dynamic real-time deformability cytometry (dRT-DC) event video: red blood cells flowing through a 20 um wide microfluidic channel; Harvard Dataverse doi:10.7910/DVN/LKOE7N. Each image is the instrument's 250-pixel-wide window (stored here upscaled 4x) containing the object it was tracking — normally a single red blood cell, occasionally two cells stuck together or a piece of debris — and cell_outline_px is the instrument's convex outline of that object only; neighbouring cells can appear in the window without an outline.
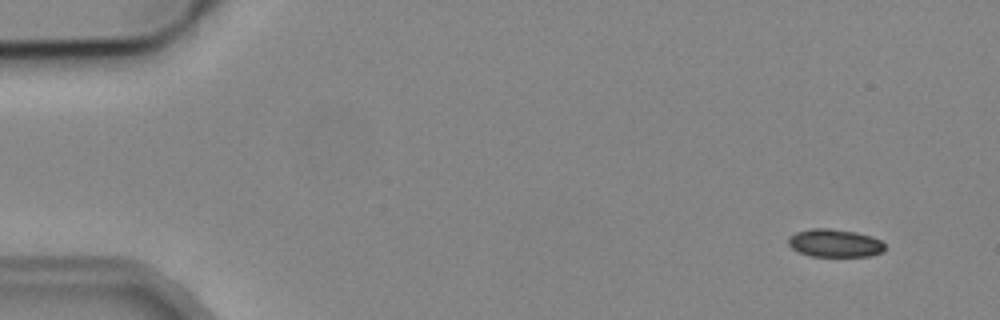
{"species": "common noctule bat (a hibernating species)", "species_latin": "Nyctalus noctula", "temperature_condition": "cold", "stored_images_in_passage": 4, "camera_frame_rate_fps": 3000, "um_per_image_px": 0.085, "animal": {"sex": "male", "body_mass_g": 19.2, "forearm_length_mm": 51.8}, "frame": {"image": 1, "passage_image": 1, "time_ms": 0.0, "image_size_px": [1000, 320], "cell_outline_px": [[884, 252], [872, 256], [812, 256], [800, 252], [792, 248], [788, 244], [788, 236], [796, 232], [812, 228], [828, 228], [856, 232], [872, 236], [880, 240], [884, 244]], "centroid_in_image_um": [70.97, 20.66], "position_along_channel_um": 14.0, "area_um2": 15.78}}
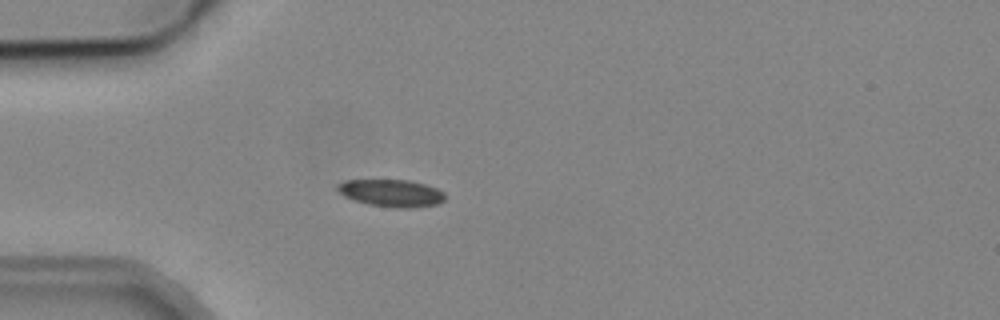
{"frame": {"image": 2, "passage_image": 4, "time_ms": 3.667, "image_size_px": [1000, 320], "cell_outline_px": [[444, 200], [436, 204], [412, 208], [396, 208], [368, 204], [344, 196], [336, 188], [336, 184], [344, 180], [408, 180], [424, 184], [436, 188], [444, 192]], "centroid_in_image_um": [33.25, 16.41], "position_along_channel_um": 51.7, "area_um2": 16.99}}